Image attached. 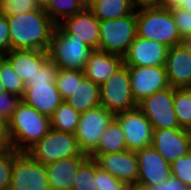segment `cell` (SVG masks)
Masks as SVG:
<instances>
[{"mask_svg":"<svg viewBox=\"0 0 191 190\" xmlns=\"http://www.w3.org/2000/svg\"><path fill=\"white\" fill-rule=\"evenodd\" d=\"M7 18L11 50L48 51L57 24L43 7Z\"/></svg>","mask_w":191,"mask_h":190,"instance_id":"obj_1","label":"cell"},{"mask_svg":"<svg viewBox=\"0 0 191 190\" xmlns=\"http://www.w3.org/2000/svg\"><path fill=\"white\" fill-rule=\"evenodd\" d=\"M51 129L50 117L39 113L22 100L7 121L11 148L26 152Z\"/></svg>","mask_w":191,"mask_h":190,"instance_id":"obj_2","label":"cell"},{"mask_svg":"<svg viewBox=\"0 0 191 190\" xmlns=\"http://www.w3.org/2000/svg\"><path fill=\"white\" fill-rule=\"evenodd\" d=\"M136 30L137 36L168 48L182 41L171 10L165 7L136 9Z\"/></svg>","mask_w":191,"mask_h":190,"instance_id":"obj_3","label":"cell"},{"mask_svg":"<svg viewBox=\"0 0 191 190\" xmlns=\"http://www.w3.org/2000/svg\"><path fill=\"white\" fill-rule=\"evenodd\" d=\"M35 161L44 165L73 156H88L81 152L75 134L50 129L26 151Z\"/></svg>","mask_w":191,"mask_h":190,"instance_id":"obj_4","label":"cell"},{"mask_svg":"<svg viewBox=\"0 0 191 190\" xmlns=\"http://www.w3.org/2000/svg\"><path fill=\"white\" fill-rule=\"evenodd\" d=\"M94 50L79 38L66 37L56 27L47 52L58 68L83 71Z\"/></svg>","mask_w":191,"mask_h":190,"instance_id":"obj_5","label":"cell"},{"mask_svg":"<svg viewBox=\"0 0 191 190\" xmlns=\"http://www.w3.org/2000/svg\"><path fill=\"white\" fill-rule=\"evenodd\" d=\"M99 50L124 56L137 36L136 9L128 16L99 21Z\"/></svg>","mask_w":191,"mask_h":190,"instance_id":"obj_6","label":"cell"},{"mask_svg":"<svg viewBox=\"0 0 191 190\" xmlns=\"http://www.w3.org/2000/svg\"><path fill=\"white\" fill-rule=\"evenodd\" d=\"M100 104L114 115L138 107L132 96L129 67L123 65L100 86Z\"/></svg>","mask_w":191,"mask_h":190,"instance_id":"obj_7","label":"cell"},{"mask_svg":"<svg viewBox=\"0 0 191 190\" xmlns=\"http://www.w3.org/2000/svg\"><path fill=\"white\" fill-rule=\"evenodd\" d=\"M114 119L115 115L101 105L80 114L75 137L83 154L89 156L97 148L100 137Z\"/></svg>","mask_w":191,"mask_h":190,"instance_id":"obj_8","label":"cell"},{"mask_svg":"<svg viewBox=\"0 0 191 190\" xmlns=\"http://www.w3.org/2000/svg\"><path fill=\"white\" fill-rule=\"evenodd\" d=\"M9 190H51L44 164L16 151Z\"/></svg>","mask_w":191,"mask_h":190,"instance_id":"obj_9","label":"cell"},{"mask_svg":"<svg viewBox=\"0 0 191 190\" xmlns=\"http://www.w3.org/2000/svg\"><path fill=\"white\" fill-rule=\"evenodd\" d=\"M174 88L157 91L138 103V108L150 121L153 130L181 128L173 108Z\"/></svg>","mask_w":191,"mask_h":190,"instance_id":"obj_10","label":"cell"},{"mask_svg":"<svg viewBox=\"0 0 191 190\" xmlns=\"http://www.w3.org/2000/svg\"><path fill=\"white\" fill-rule=\"evenodd\" d=\"M115 120L124 132L127 150L135 152L152 146L153 127L138 107L116 114Z\"/></svg>","mask_w":191,"mask_h":190,"instance_id":"obj_11","label":"cell"},{"mask_svg":"<svg viewBox=\"0 0 191 190\" xmlns=\"http://www.w3.org/2000/svg\"><path fill=\"white\" fill-rule=\"evenodd\" d=\"M129 67L132 96L138 104L144 98L170 87L165 65Z\"/></svg>","mask_w":191,"mask_h":190,"instance_id":"obj_12","label":"cell"},{"mask_svg":"<svg viewBox=\"0 0 191 190\" xmlns=\"http://www.w3.org/2000/svg\"><path fill=\"white\" fill-rule=\"evenodd\" d=\"M101 170L107 171L124 184L135 185L138 179V161L134 151L124 150L109 154H90Z\"/></svg>","mask_w":191,"mask_h":190,"instance_id":"obj_13","label":"cell"},{"mask_svg":"<svg viewBox=\"0 0 191 190\" xmlns=\"http://www.w3.org/2000/svg\"><path fill=\"white\" fill-rule=\"evenodd\" d=\"M135 154L138 161L137 184L153 187L172 176L170 164L153 146L137 150Z\"/></svg>","mask_w":191,"mask_h":190,"instance_id":"obj_14","label":"cell"},{"mask_svg":"<svg viewBox=\"0 0 191 190\" xmlns=\"http://www.w3.org/2000/svg\"><path fill=\"white\" fill-rule=\"evenodd\" d=\"M66 37H76L95 50L99 49V20L85 7L56 26Z\"/></svg>","mask_w":191,"mask_h":190,"instance_id":"obj_15","label":"cell"},{"mask_svg":"<svg viewBox=\"0 0 191 190\" xmlns=\"http://www.w3.org/2000/svg\"><path fill=\"white\" fill-rule=\"evenodd\" d=\"M167 52V46L136 36L123 56V64L135 67L165 65Z\"/></svg>","mask_w":191,"mask_h":190,"instance_id":"obj_16","label":"cell"},{"mask_svg":"<svg viewBox=\"0 0 191 190\" xmlns=\"http://www.w3.org/2000/svg\"><path fill=\"white\" fill-rule=\"evenodd\" d=\"M152 146L171 165L180 156L190 151L188 130L183 128L155 129Z\"/></svg>","mask_w":191,"mask_h":190,"instance_id":"obj_17","label":"cell"},{"mask_svg":"<svg viewBox=\"0 0 191 190\" xmlns=\"http://www.w3.org/2000/svg\"><path fill=\"white\" fill-rule=\"evenodd\" d=\"M165 69L172 88H190L191 53L182 44L168 48Z\"/></svg>","mask_w":191,"mask_h":190,"instance_id":"obj_18","label":"cell"},{"mask_svg":"<svg viewBox=\"0 0 191 190\" xmlns=\"http://www.w3.org/2000/svg\"><path fill=\"white\" fill-rule=\"evenodd\" d=\"M21 99L24 103L48 117H51L54 111L64 101L56 84L25 86V91Z\"/></svg>","mask_w":191,"mask_h":190,"instance_id":"obj_19","label":"cell"},{"mask_svg":"<svg viewBox=\"0 0 191 190\" xmlns=\"http://www.w3.org/2000/svg\"><path fill=\"white\" fill-rule=\"evenodd\" d=\"M89 156H73L45 165L51 190H72L81 164Z\"/></svg>","mask_w":191,"mask_h":190,"instance_id":"obj_20","label":"cell"},{"mask_svg":"<svg viewBox=\"0 0 191 190\" xmlns=\"http://www.w3.org/2000/svg\"><path fill=\"white\" fill-rule=\"evenodd\" d=\"M123 65L122 56L109 54L98 49L94 50L87 60L83 71L86 78L101 86Z\"/></svg>","mask_w":191,"mask_h":190,"instance_id":"obj_21","label":"cell"},{"mask_svg":"<svg viewBox=\"0 0 191 190\" xmlns=\"http://www.w3.org/2000/svg\"><path fill=\"white\" fill-rule=\"evenodd\" d=\"M4 57L10 62L14 71L26 84L40 67L49 59L48 52L40 50H10Z\"/></svg>","mask_w":191,"mask_h":190,"instance_id":"obj_22","label":"cell"},{"mask_svg":"<svg viewBox=\"0 0 191 190\" xmlns=\"http://www.w3.org/2000/svg\"><path fill=\"white\" fill-rule=\"evenodd\" d=\"M74 110L84 113L89 109L100 106V85L84 77L77 79L76 88L65 100Z\"/></svg>","mask_w":191,"mask_h":190,"instance_id":"obj_23","label":"cell"},{"mask_svg":"<svg viewBox=\"0 0 191 190\" xmlns=\"http://www.w3.org/2000/svg\"><path fill=\"white\" fill-rule=\"evenodd\" d=\"M87 8L99 21L122 18L135 11L133 0H86Z\"/></svg>","mask_w":191,"mask_h":190,"instance_id":"obj_24","label":"cell"},{"mask_svg":"<svg viewBox=\"0 0 191 190\" xmlns=\"http://www.w3.org/2000/svg\"><path fill=\"white\" fill-rule=\"evenodd\" d=\"M127 150L124 132L114 119L100 137L97 148L91 154H109Z\"/></svg>","mask_w":191,"mask_h":190,"instance_id":"obj_25","label":"cell"},{"mask_svg":"<svg viewBox=\"0 0 191 190\" xmlns=\"http://www.w3.org/2000/svg\"><path fill=\"white\" fill-rule=\"evenodd\" d=\"M49 17L56 23L81 12L87 7L86 0H46L42 5Z\"/></svg>","mask_w":191,"mask_h":190,"instance_id":"obj_26","label":"cell"},{"mask_svg":"<svg viewBox=\"0 0 191 190\" xmlns=\"http://www.w3.org/2000/svg\"><path fill=\"white\" fill-rule=\"evenodd\" d=\"M80 113L63 101L50 117L51 128L57 131L75 134Z\"/></svg>","mask_w":191,"mask_h":190,"instance_id":"obj_27","label":"cell"},{"mask_svg":"<svg viewBox=\"0 0 191 190\" xmlns=\"http://www.w3.org/2000/svg\"><path fill=\"white\" fill-rule=\"evenodd\" d=\"M173 108L178 123L183 129L191 128V90L189 88H174Z\"/></svg>","mask_w":191,"mask_h":190,"instance_id":"obj_28","label":"cell"},{"mask_svg":"<svg viewBox=\"0 0 191 190\" xmlns=\"http://www.w3.org/2000/svg\"><path fill=\"white\" fill-rule=\"evenodd\" d=\"M0 80L6 92L23 97L25 84L4 56H0Z\"/></svg>","mask_w":191,"mask_h":190,"instance_id":"obj_29","label":"cell"},{"mask_svg":"<svg viewBox=\"0 0 191 190\" xmlns=\"http://www.w3.org/2000/svg\"><path fill=\"white\" fill-rule=\"evenodd\" d=\"M84 77V71L65 68L58 69L55 84L64 101L71 96V93L76 88L77 79H83Z\"/></svg>","mask_w":191,"mask_h":190,"instance_id":"obj_30","label":"cell"},{"mask_svg":"<svg viewBox=\"0 0 191 190\" xmlns=\"http://www.w3.org/2000/svg\"><path fill=\"white\" fill-rule=\"evenodd\" d=\"M96 161L88 157L79 167L74 179V187L72 190H97L96 179Z\"/></svg>","mask_w":191,"mask_h":190,"instance_id":"obj_31","label":"cell"},{"mask_svg":"<svg viewBox=\"0 0 191 190\" xmlns=\"http://www.w3.org/2000/svg\"><path fill=\"white\" fill-rule=\"evenodd\" d=\"M41 7L42 4L37 0H0V13L5 16H17L39 10Z\"/></svg>","mask_w":191,"mask_h":190,"instance_id":"obj_32","label":"cell"},{"mask_svg":"<svg viewBox=\"0 0 191 190\" xmlns=\"http://www.w3.org/2000/svg\"><path fill=\"white\" fill-rule=\"evenodd\" d=\"M16 150L9 148L0 152V190H9Z\"/></svg>","mask_w":191,"mask_h":190,"instance_id":"obj_33","label":"cell"},{"mask_svg":"<svg viewBox=\"0 0 191 190\" xmlns=\"http://www.w3.org/2000/svg\"><path fill=\"white\" fill-rule=\"evenodd\" d=\"M170 167L172 177L179 179L191 190V151L180 156Z\"/></svg>","mask_w":191,"mask_h":190,"instance_id":"obj_34","label":"cell"},{"mask_svg":"<svg viewBox=\"0 0 191 190\" xmlns=\"http://www.w3.org/2000/svg\"><path fill=\"white\" fill-rule=\"evenodd\" d=\"M58 66L48 59L35 73L32 79H29L25 86H34V84H55Z\"/></svg>","mask_w":191,"mask_h":190,"instance_id":"obj_35","label":"cell"},{"mask_svg":"<svg viewBox=\"0 0 191 190\" xmlns=\"http://www.w3.org/2000/svg\"><path fill=\"white\" fill-rule=\"evenodd\" d=\"M94 178L96 179L97 190H121L125 185L123 182L117 180L107 171L101 170L97 163Z\"/></svg>","mask_w":191,"mask_h":190,"instance_id":"obj_36","label":"cell"},{"mask_svg":"<svg viewBox=\"0 0 191 190\" xmlns=\"http://www.w3.org/2000/svg\"><path fill=\"white\" fill-rule=\"evenodd\" d=\"M178 27L181 40L191 37V13L182 9H170Z\"/></svg>","mask_w":191,"mask_h":190,"instance_id":"obj_37","label":"cell"},{"mask_svg":"<svg viewBox=\"0 0 191 190\" xmlns=\"http://www.w3.org/2000/svg\"><path fill=\"white\" fill-rule=\"evenodd\" d=\"M21 100V97L12 93L4 92L0 94V118L7 122Z\"/></svg>","mask_w":191,"mask_h":190,"instance_id":"obj_38","label":"cell"},{"mask_svg":"<svg viewBox=\"0 0 191 190\" xmlns=\"http://www.w3.org/2000/svg\"><path fill=\"white\" fill-rule=\"evenodd\" d=\"M11 50L8 18L0 13V56H4Z\"/></svg>","mask_w":191,"mask_h":190,"instance_id":"obj_39","label":"cell"},{"mask_svg":"<svg viewBox=\"0 0 191 190\" xmlns=\"http://www.w3.org/2000/svg\"><path fill=\"white\" fill-rule=\"evenodd\" d=\"M157 188H159V190H190L179 179H176L172 176L164 183L157 185Z\"/></svg>","mask_w":191,"mask_h":190,"instance_id":"obj_40","label":"cell"},{"mask_svg":"<svg viewBox=\"0 0 191 190\" xmlns=\"http://www.w3.org/2000/svg\"><path fill=\"white\" fill-rule=\"evenodd\" d=\"M9 148H11V143L7 131V122L0 118V152L8 150Z\"/></svg>","mask_w":191,"mask_h":190,"instance_id":"obj_41","label":"cell"},{"mask_svg":"<svg viewBox=\"0 0 191 190\" xmlns=\"http://www.w3.org/2000/svg\"><path fill=\"white\" fill-rule=\"evenodd\" d=\"M135 9L165 7V0H133Z\"/></svg>","mask_w":191,"mask_h":190,"instance_id":"obj_42","label":"cell"},{"mask_svg":"<svg viewBox=\"0 0 191 190\" xmlns=\"http://www.w3.org/2000/svg\"><path fill=\"white\" fill-rule=\"evenodd\" d=\"M185 0H165V8L167 9H174L180 8Z\"/></svg>","mask_w":191,"mask_h":190,"instance_id":"obj_43","label":"cell"},{"mask_svg":"<svg viewBox=\"0 0 191 190\" xmlns=\"http://www.w3.org/2000/svg\"><path fill=\"white\" fill-rule=\"evenodd\" d=\"M135 190H159V188H157V186L149 187V186H143L136 183Z\"/></svg>","mask_w":191,"mask_h":190,"instance_id":"obj_44","label":"cell"},{"mask_svg":"<svg viewBox=\"0 0 191 190\" xmlns=\"http://www.w3.org/2000/svg\"><path fill=\"white\" fill-rule=\"evenodd\" d=\"M181 44L191 53V37L183 39Z\"/></svg>","mask_w":191,"mask_h":190,"instance_id":"obj_45","label":"cell"},{"mask_svg":"<svg viewBox=\"0 0 191 190\" xmlns=\"http://www.w3.org/2000/svg\"><path fill=\"white\" fill-rule=\"evenodd\" d=\"M180 8L191 13V0H185V2L183 3V5Z\"/></svg>","mask_w":191,"mask_h":190,"instance_id":"obj_46","label":"cell"},{"mask_svg":"<svg viewBox=\"0 0 191 190\" xmlns=\"http://www.w3.org/2000/svg\"><path fill=\"white\" fill-rule=\"evenodd\" d=\"M121 190H135V185L125 184Z\"/></svg>","mask_w":191,"mask_h":190,"instance_id":"obj_47","label":"cell"},{"mask_svg":"<svg viewBox=\"0 0 191 190\" xmlns=\"http://www.w3.org/2000/svg\"><path fill=\"white\" fill-rule=\"evenodd\" d=\"M4 92H6V91H5V89H4V87H3V84H2V82H1V80H0V94H2V93H4Z\"/></svg>","mask_w":191,"mask_h":190,"instance_id":"obj_48","label":"cell"},{"mask_svg":"<svg viewBox=\"0 0 191 190\" xmlns=\"http://www.w3.org/2000/svg\"><path fill=\"white\" fill-rule=\"evenodd\" d=\"M189 137H190V151H191V128L188 129Z\"/></svg>","mask_w":191,"mask_h":190,"instance_id":"obj_49","label":"cell"},{"mask_svg":"<svg viewBox=\"0 0 191 190\" xmlns=\"http://www.w3.org/2000/svg\"><path fill=\"white\" fill-rule=\"evenodd\" d=\"M37 1L43 5L46 0H37Z\"/></svg>","mask_w":191,"mask_h":190,"instance_id":"obj_50","label":"cell"}]
</instances>
